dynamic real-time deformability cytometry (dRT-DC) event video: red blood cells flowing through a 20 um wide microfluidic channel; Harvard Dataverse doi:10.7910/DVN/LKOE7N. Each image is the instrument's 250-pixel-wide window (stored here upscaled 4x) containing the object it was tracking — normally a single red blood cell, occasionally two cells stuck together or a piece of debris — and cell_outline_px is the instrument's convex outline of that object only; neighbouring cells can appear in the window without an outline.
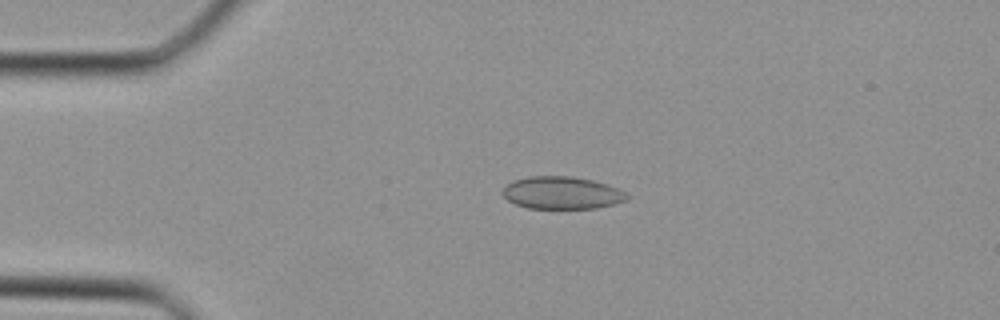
{"species": "Egyptian fruit bat (a non-hibernating species)", "species_latin": "Rousettus aegyptiacus", "temperature_condition": "cold", "stored_images_in_passage": 35, "camera_frame_rate_fps": 3000, "um_per_image_px": 0.085, "animal": {"sex": "female"}, "frame": {"image": 1, "passage_image": 6, "time_ms": 1.667, "image_size_px": [1000, 320], "cell_outline_px": [[632, 196], [628, 200], [616, 204], [596, 208], [528, 208], [516, 204], [508, 200], [500, 192], [512, 180], [528, 176], [572, 176], [592, 180], [608, 184]], "centroid_in_image_um": [47.78, 16.39], "position_along_channel_um": 37.2, "area_um2": 23.7}}
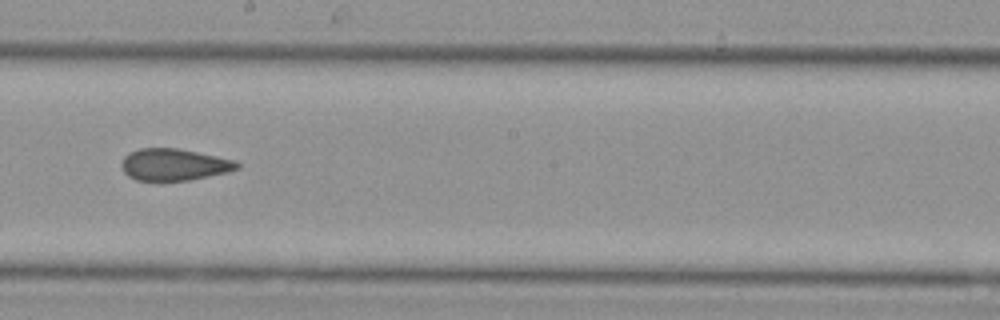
{"frame": {"image": 2, "passage_image": 19, "time_ms": 6.0, "image_size_px": [1000, 320], "cell_outline_px": [[240, 168], [228, 172], [188, 180], [136, 180], [128, 176], [124, 172], [120, 164], [124, 156], [128, 152], [140, 148], [176, 148], [236, 160], [240, 164]], "centroid_in_image_um": [14.78, 13.98], "position_along_channel_um": 233.4, "area_um2": 21.39}}
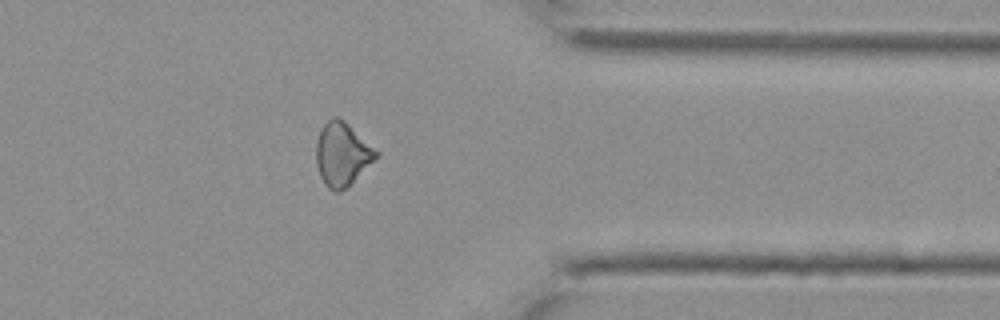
{"frame": {"image": 3, "passage_image": 28, "time_ms": 9.0, "image_size_px": [1000, 320], "cell_outline_px": [[380, 156], [352, 184], [340, 192], [336, 192], [328, 188], [324, 184], [320, 176], [316, 164], [316, 140], [320, 128], [328, 120], [336, 116], [340, 116], [380, 152]], "centroid_in_image_um": [29.11, 13.11], "position_along_channel_um": 382.3, "area_um2": 22.77}}